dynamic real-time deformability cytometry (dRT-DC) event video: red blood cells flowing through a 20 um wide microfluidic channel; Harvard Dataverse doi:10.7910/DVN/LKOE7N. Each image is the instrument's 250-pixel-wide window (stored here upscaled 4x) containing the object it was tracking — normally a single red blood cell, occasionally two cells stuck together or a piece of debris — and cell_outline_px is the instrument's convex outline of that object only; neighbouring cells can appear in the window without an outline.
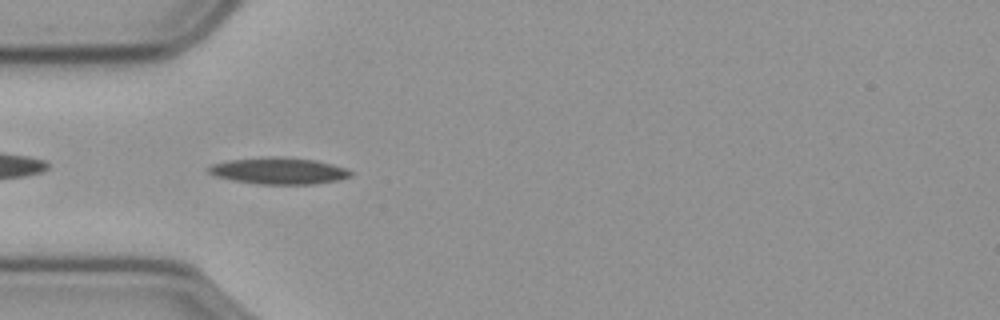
{"species": "common noctule bat (a hibernating species)", "species_latin": "Nyctalus noctula", "temperature_condition": "cold", "stored_images_in_passage": 42, "camera_frame_rate_fps": 3000, "um_per_image_px": 0.085, "animal": {"sex": "male", "body_mass_g": 23.1, "forearm_length_mm": 52.7}, "frame": {"image": 1, "passage_image": 2, "time_ms": 0.333, "image_size_px": [1000, 320], "cell_outline_px": [[352, 172], [348, 176], [336, 180], [308, 184], [260, 184], [232, 180], [216, 176], [208, 172], [204, 168], [212, 164], [228, 160], [268, 156], [276, 156], [316, 160], [332, 164], [344, 168]], "centroid_in_image_um": [23.6, 14.51], "position_along_channel_um": 61.4, "area_um2": 21.85}}
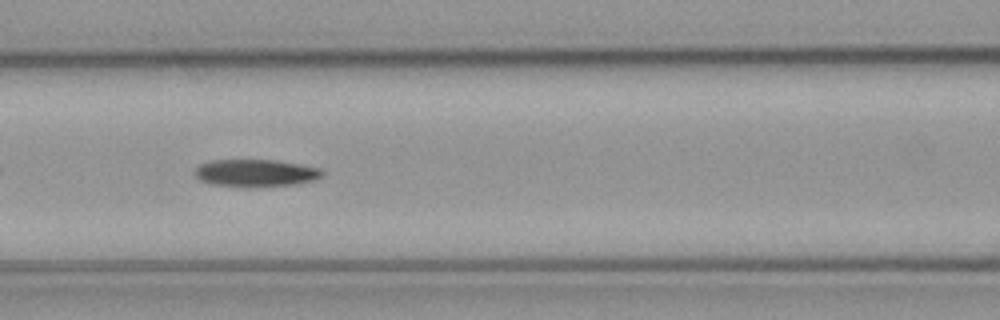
{"frame": {"image": 2, "passage_image": 9, "time_ms": 2.667, "image_size_px": [1000, 320], "cell_outline_px": [[324, 176], [316, 180], [296, 184], [256, 188], [244, 188], [208, 184], [200, 180], [196, 176], [196, 168], [200, 164], [212, 160], [272, 160], [300, 164], [320, 168], [324, 172]], "centroid_in_image_um": [21.75, 14.73], "position_along_channel_um": 144.8, "area_um2": 20.81}}
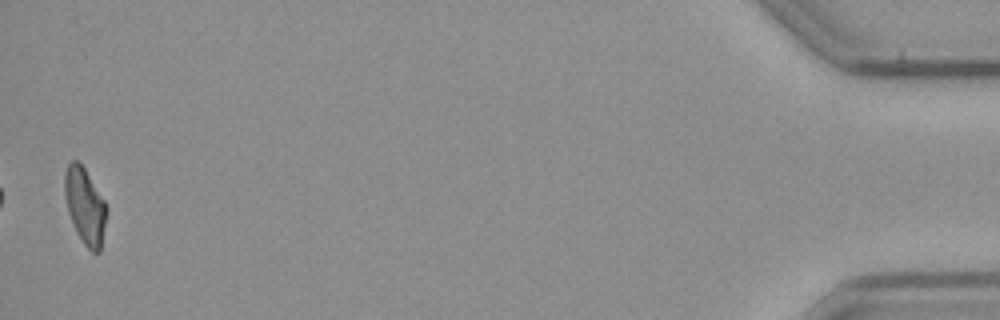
{"frame": {"image": 3, "passage_image": 41, "time_ms": 13.333, "image_size_px": [1000, 320], "cell_outline_px": [[108, 212], [100, 252], [92, 252], [84, 244], [68, 212], [64, 192], [64, 172], [68, 164], [72, 160], [76, 160], [84, 168], [104, 200], [108, 208]], "centroid_in_image_um": [7.24, 17.5], "position_along_channel_um": 428.0, "area_um2": 18.38}, "authors_computed_cell_mechanics": {"area_um2": 19.7098, "velocity_mm_per_s": 3.6087, "shape_relaxation_time_tau1_ms": null, "shape_relaxation_time_tau2_ms": 5.5413, "deformation_change_tau1": null, "deformation_change_tau2": 0.1439}}